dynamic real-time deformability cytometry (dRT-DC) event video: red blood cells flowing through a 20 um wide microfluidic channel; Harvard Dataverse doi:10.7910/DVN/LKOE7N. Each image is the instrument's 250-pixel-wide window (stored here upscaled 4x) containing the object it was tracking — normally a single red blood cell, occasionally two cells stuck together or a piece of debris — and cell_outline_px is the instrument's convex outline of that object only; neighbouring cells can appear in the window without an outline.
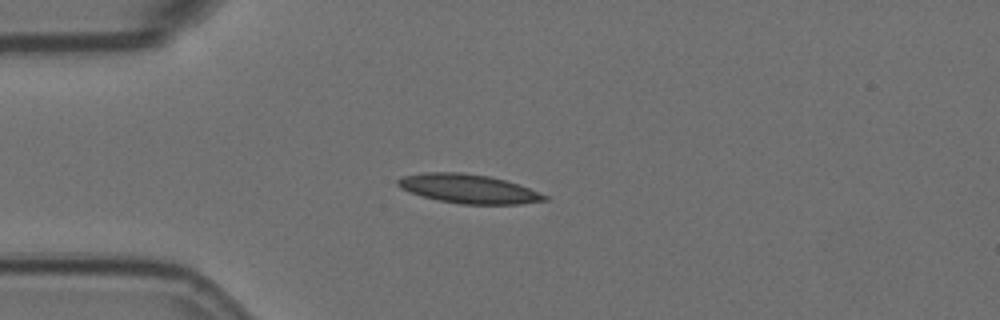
{"species": "Egyptian fruit bat (a non-hibernating species)", "species_latin": "Rousettus aegyptiacus", "temperature_condition": "room temperature", "stored_images_in_passage": 43, "camera_frame_rate_fps": 3000, "um_per_image_px": 0.085, "animal": {"sex": "female"}, "frame": {"image": 1, "passage_image": 1, "time_ms": 0.0, "image_size_px": [1000, 320], "cell_outline_px": [[548, 200], [520, 204], [460, 204], [440, 200], [408, 192], [400, 188], [396, 184], [396, 180], [404, 176], [424, 172], [460, 172], [488, 176], [504, 180], [528, 188], [548, 196]], "centroid_in_image_um": [39.79, 16.04], "position_along_channel_um": 45.2, "area_um2": 24.57}}
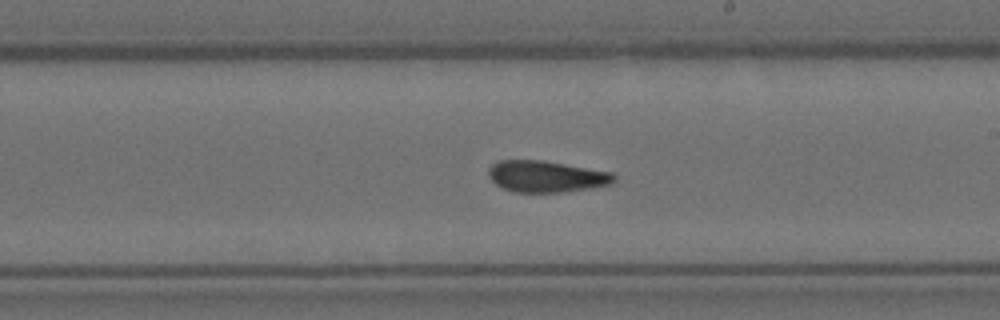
{"frame": {"image": 2, "passage_image": 19, "time_ms": 6.0, "image_size_px": [1000, 320], "cell_outline_px": [[616, 180], [612, 184], [592, 188], [564, 192], [512, 192], [496, 184], [488, 176], [488, 168], [492, 164], [500, 160], [544, 160], [612, 172], [616, 176]], "centroid_in_image_um": [46.46, 15.0], "position_along_channel_um": 242.5, "area_um2": 23.24}}
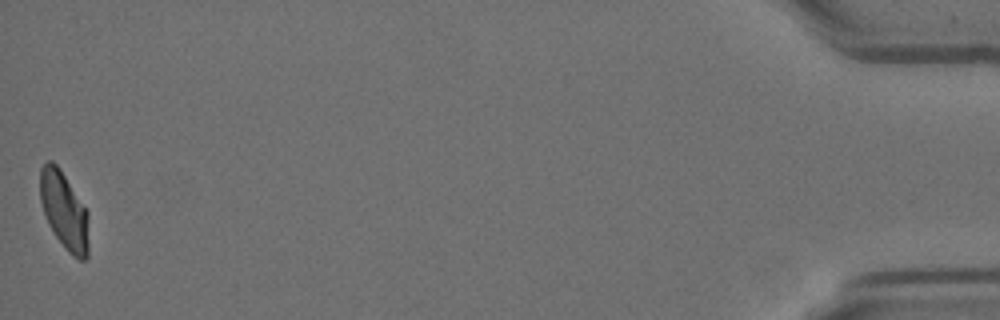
{"frame": {"image": 3, "passage_image": 43, "time_ms": 14.0, "image_size_px": [1000, 320], "cell_outline_px": [[88, 256], [84, 260], [80, 260], [72, 256], [68, 252], [56, 236], [48, 224], [40, 200], [40, 168], [48, 160], [52, 160], [60, 168], [88, 212]], "centroid_in_image_um": [5.45, 17.9], "position_along_channel_um": 429.7, "area_um2": 21.91}, "authors_computed_cell_mechanics": {"area_um2": 23.2934, "velocity_mm_per_s": 3.5649, "shape_relaxation_time_tau1_ms": null, "shape_relaxation_time_tau2_ms": 3.9213, "deformation_change_tau1": null, "deformation_change_tau2": 0.1079}}